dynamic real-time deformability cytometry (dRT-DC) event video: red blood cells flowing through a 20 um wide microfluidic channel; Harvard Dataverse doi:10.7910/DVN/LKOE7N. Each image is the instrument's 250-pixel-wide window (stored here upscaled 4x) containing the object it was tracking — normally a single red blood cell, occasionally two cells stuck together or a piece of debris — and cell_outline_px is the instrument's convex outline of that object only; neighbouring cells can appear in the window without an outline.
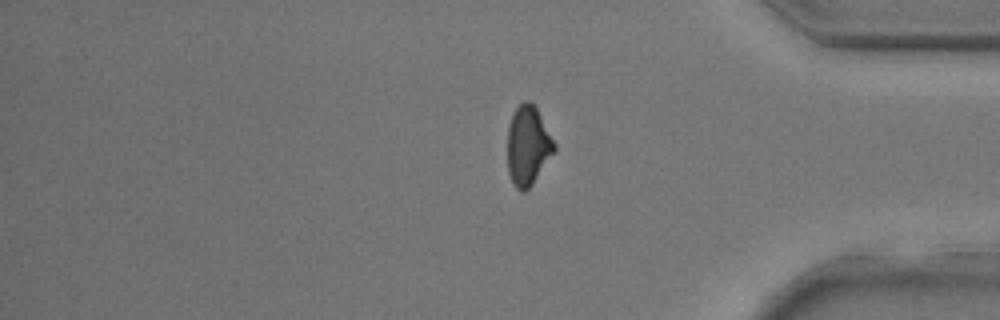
{"species": "common noctule bat (a hibernating species)", "species_latin": "Nyctalus noctula", "temperature_condition": "room temperature", "stored_images_in_passage": 35, "segment_of_instrument_passage": [2, 2], "camera_frame_rate_fps": 3000, "um_per_image_px": 0.085, "animal": {"sex": "male", "body_mass_g": 17.9, "forearm_length_mm": 54.2}, "frame": {"image": 1, "passage_image": 35, "time_ms": 11.333, "image_size_px": [1000, 320], "cell_outline_px": [[556, 148], [532, 184], [524, 192], [520, 192], [512, 184], [508, 172], [508, 124], [516, 108], [524, 100], [528, 100], [536, 108], [556, 144]], "centroid_in_image_um": [44.85, 12.39], "position_along_channel_um": 390.3, "area_um2": 21.39}}